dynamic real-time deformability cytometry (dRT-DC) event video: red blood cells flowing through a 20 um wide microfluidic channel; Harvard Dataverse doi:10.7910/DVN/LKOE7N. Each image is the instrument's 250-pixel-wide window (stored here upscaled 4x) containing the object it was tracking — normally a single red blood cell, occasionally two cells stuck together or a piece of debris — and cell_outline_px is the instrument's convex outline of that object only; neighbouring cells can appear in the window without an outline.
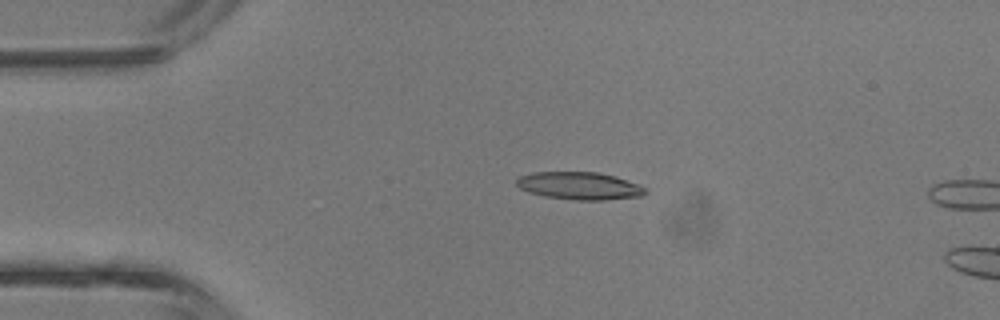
{"species": "common noctule bat (a hibernating species)", "species_latin": "Nyctalus noctula", "temperature_condition": "room temperature", "stored_images_in_passage": 12, "camera_frame_rate_fps": 3000, "um_per_image_px": 0.085, "animal": {"sex": "male", "body_mass_g": 13.3}, "frame": {"image": 1, "passage_image": 9, "time_ms": 2.667, "image_size_px": [1000, 320], "cell_outline_px": [[648, 192], [644, 196], [604, 200], [572, 200], [544, 196], [528, 192], [520, 188], [516, 184], [516, 180], [520, 176], [532, 172], [600, 172], [616, 176], [648, 188]], "centroid_in_image_um": [49.29, 15.8], "position_along_channel_um": 35.7, "area_um2": 20.98}}